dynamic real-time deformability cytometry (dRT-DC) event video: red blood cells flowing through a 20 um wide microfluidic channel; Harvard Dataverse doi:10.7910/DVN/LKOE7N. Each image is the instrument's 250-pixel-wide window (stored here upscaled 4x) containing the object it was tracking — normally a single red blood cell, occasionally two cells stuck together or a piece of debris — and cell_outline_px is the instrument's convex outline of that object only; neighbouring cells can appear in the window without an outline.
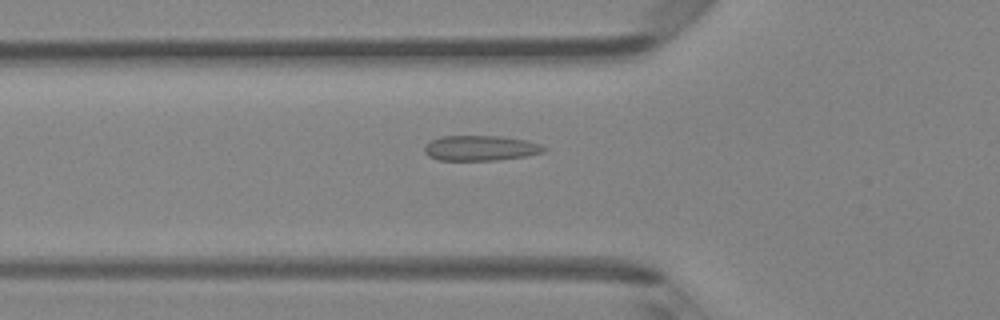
{"species": "Egyptian fruit bat (a non-hibernating species)", "species_latin": "Rousettus aegyptiacus", "temperature_condition": "room temperature", "stored_images_in_passage": 42, "camera_frame_rate_fps": 3000, "um_per_image_px": 0.085, "animal": {"sex": "female"}, "frame": {"image": 1, "passage_image": 11, "time_ms": 3.333, "image_size_px": [1000, 320], "cell_outline_px": [[548, 148], [544, 152], [524, 156], [496, 160], [440, 160], [428, 156], [424, 152], [424, 148], [432, 140], [440, 136], [500, 136], [524, 140], [540, 144]], "centroid_in_image_um": [40.84, 12.59], "position_along_channel_um": 85.0, "area_um2": 17.4}}
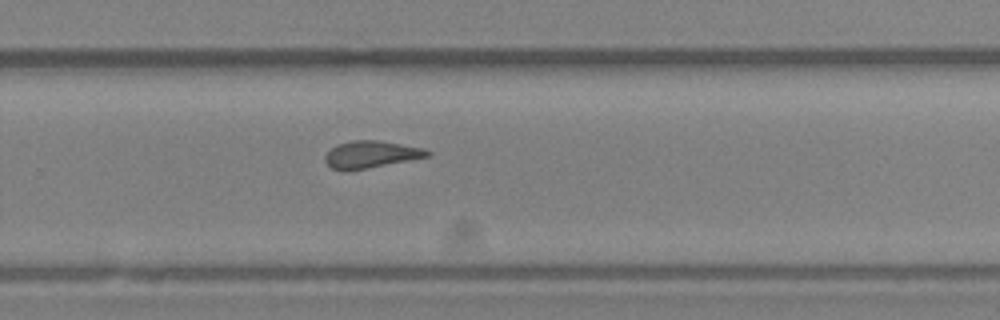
{"frame": {"image": 2, "passage_image": 26, "time_ms": 8.333, "image_size_px": [1000, 320], "cell_outline_px": [[432, 156], [368, 168], [344, 172], [332, 168], [324, 160], [324, 156], [336, 144], [352, 140], [376, 140], [424, 148], [432, 152]], "centroid_in_image_um": [31.54, 13.14], "position_along_channel_um": 298.3, "area_um2": 16.3}}
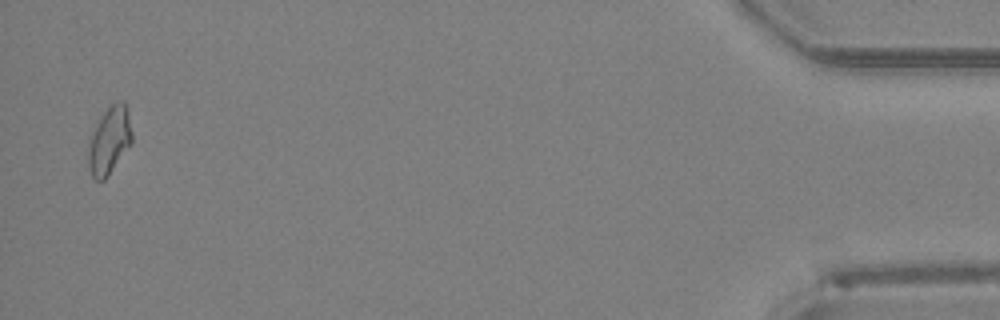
{"frame": {"image": 3, "passage_image": 41, "time_ms": 13.333, "image_size_px": [1000, 320], "cell_outline_px": [[132, 144], [108, 176], [104, 180], [96, 180], [92, 176], [88, 168], [88, 148], [92, 132], [96, 124], [104, 112], [116, 100], [124, 100], [128, 108], [132, 132]], "centroid_in_image_um": [9.32, 11.93], "position_along_channel_um": 425.9, "area_um2": 17.4}, "authors_computed_cell_mechanics": {"area_um2": 16.6753, "velocity_mm_per_s": 4.2731, "shape_relaxation_time_tau1_ms": null, "shape_relaxation_time_tau2_ms": 2.3675, "deformation_change_tau1": null, "deformation_change_tau2": 0.0794}}